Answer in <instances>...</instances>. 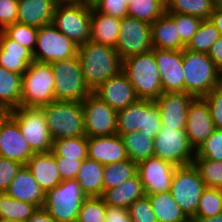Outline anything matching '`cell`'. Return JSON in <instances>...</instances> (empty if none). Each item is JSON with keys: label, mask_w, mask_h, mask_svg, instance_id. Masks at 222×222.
I'll use <instances>...</instances> for the list:
<instances>
[{"label": "cell", "mask_w": 222, "mask_h": 222, "mask_svg": "<svg viewBox=\"0 0 222 222\" xmlns=\"http://www.w3.org/2000/svg\"><path fill=\"white\" fill-rule=\"evenodd\" d=\"M77 55L85 82L92 92L122 71V59L111 46L89 40L78 46Z\"/></svg>", "instance_id": "1"}, {"label": "cell", "mask_w": 222, "mask_h": 222, "mask_svg": "<svg viewBox=\"0 0 222 222\" xmlns=\"http://www.w3.org/2000/svg\"><path fill=\"white\" fill-rule=\"evenodd\" d=\"M122 72L133 85L138 99L156 101L162 95L160 73L152 50L122 60Z\"/></svg>", "instance_id": "2"}, {"label": "cell", "mask_w": 222, "mask_h": 222, "mask_svg": "<svg viewBox=\"0 0 222 222\" xmlns=\"http://www.w3.org/2000/svg\"><path fill=\"white\" fill-rule=\"evenodd\" d=\"M184 92L205 97L222 83V73L208 54L183 49Z\"/></svg>", "instance_id": "3"}, {"label": "cell", "mask_w": 222, "mask_h": 222, "mask_svg": "<svg viewBox=\"0 0 222 222\" xmlns=\"http://www.w3.org/2000/svg\"><path fill=\"white\" fill-rule=\"evenodd\" d=\"M41 108L53 141L85 136L82 102L55 100Z\"/></svg>", "instance_id": "4"}, {"label": "cell", "mask_w": 222, "mask_h": 222, "mask_svg": "<svg viewBox=\"0 0 222 222\" xmlns=\"http://www.w3.org/2000/svg\"><path fill=\"white\" fill-rule=\"evenodd\" d=\"M51 63L33 61L22 75V107H42L55 101Z\"/></svg>", "instance_id": "5"}, {"label": "cell", "mask_w": 222, "mask_h": 222, "mask_svg": "<svg viewBox=\"0 0 222 222\" xmlns=\"http://www.w3.org/2000/svg\"><path fill=\"white\" fill-rule=\"evenodd\" d=\"M51 68L55 100L83 102L92 93L85 82L78 55L52 62Z\"/></svg>", "instance_id": "6"}, {"label": "cell", "mask_w": 222, "mask_h": 222, "mask_svg": "<svg viewBox=\"0 0 222 222\" xmlns=\"http://www.w3.org/2000/svg\"><path fill=\"white\" fill-rule=\"evenodd\" d=\"M86 198L76 179L63 180L45 193L43 207L55 222H77L81 204Z\"/></svg>", "instance_id": "7"}, {"label": "cell", "mask_w": 222, "mask_h": 222, "mask_svg": "<svg viewBox=\"0 0 222 222\" xmlns=\"http://www.w3.org/2000/svg\"><path fill=\"white\" fill-rule=\"evenodd\" d=\"M162 127L159 107L153 100L138 99L117 111V134L144 131L155 138Z\"/></svg>", "instance_id": "8"}, {"label": "cell", "mask_w": 222, "mask_h": 222, "mask_svg": "<svg viewBox=\"0 0 222 222\" xmlns=\"http://www.w3.org/2000/svg\"><path fill=\"white\" fill-rule=\"evenodd\" d=\"M205 189L206 185L193 163L176 167L169 192L190 220L196 215Z\"/></svg>", "instance_id": "9"}, {"label": "cell", "mask_w": 222, "mask_h": 222, "mask_svg": "<svg viewBox=\"0 0 222 222\" xmlns=\"http://www.w3.org/2000/svg\"><path fill=\"white\" fill-rule=\"evenodd\" d=\"M17 123L19 129L34 153L52 151L46 117L41 107H18L7 112Z\"/></svg>", "instance_id": "10"}, {"label": "cell", "mask_w": 222, "mask_h": 222, "mask_svg": "<svg viewBox=\"0 0 222 222\" xmlns=\"http://www.w3.org/2000/svg\"><path fill=\"white\" fill-rule=\"evenodd\" d=\"M52 24L77 46L90 40L91 4L56 5Z\"/></svg>", "instance_id": "11"}, {"label": "cell", "mask_w": 222, "mask_h": 222, "mask_svg": "<svg viewBox=\"0 0 222 222\" xmlns=\"http://www.w3.org/2000/svg\"><path fill=\"white\" fill-rule=\"evenodd\" d=\"M154 156L176 167L193 163L195 150L191 147L185 129L162 126L154 138Z\"/></svg>", "instance_id": "12"}, {"label": "cell", "mask_w": 222, "mask_h": 222, "mask_svg": "<svg viewBox=\"0 0 222 222\" xmlns=\"http://www.w3.org/2000/svg\"><path fill=\"white\" fill-rule=\"evenodd\" d=\"M78 46L61 33L52 23L38 28L33 59L42 63L67 60L77 56Z\"/></svg>", "instance_id": "13"}, {"label": "cell", "mask_w": 222, "mask_h": 222, "mask_svg": "<svg viewBox=\"0 0 222 222\" xmlns=\"http://www.w3.org/2000/svg\"><path fill=\"white\" fill-rule=\"evenodd\" d=\"M151 24L131 16L121 19L119 38L115 50L120 58L153 50Z\"/></svg>", "instance_id": "14"}, {"label": "cell", "mask_w": 222, "mask_h": 222, "mask_svg": "<svg viewBox=\"0 0 222 222\" xmlns=\"http://www.w3.org/2000/svg\"><path fill=\"white\" fill-rule=\"evenodd\" d=\"M85 136L100 137L117 134V111L93 92L82 102Z\"/></svg>", "instance_id": "15"}, {"label": "cell", "mask_w": 222, "mask_h": 222, "mask_svg": "<svg viewBox=\"0 0 222 222\" xmlns=\"http://www.w3.org/2000/svg\"><path fill=\"white\" fill-rule=\"evenodd\" d=\"M33 154L18 123L8 113H0V156L26 165Z\"/></svg>", "instance_id": "16"}, {"label": "cell", "mask_w": 222, "mask_h": 222, "mask_svg": "<svg viewBox=\"0 0 222 222\" xmlns=\"http://www.w3.org/2000/svg\"><path fill=\"white\" fill-rule=\"evenodd\" d=\"M175 169V165L155 156L139 162L137 174L145 194L169 192Z\"/></svg>", "instance_id": "17"}, {"label": "cell", "mask_w": 222, "mask_h": 222, "mask_svg": "<svg viewBox=\"0 0 222 222\" xmlns=\"http://www.w3.org/2000/svg\"><path fill=\"white\" fill-rule=\"evenodd\" d=\"M163 93L184 92L183 50L153 48Z\"/></svg>", "instance_id": "18"}, {"label": "cell", "mask_w": 222, "mask_h": 222, "mask_svg": "<svg viewBox=\"0 0 222 222\" xmlns=\"http://www.w3.org/2000/svg\"><path fill=\"white\" fill-rule=\"evenodd\" d=\"M215 129L205 98H194L188 108L185 129L191 147L196 150Z\"/></svg>", "instance_id": "19"}, {"label": "cell", "mask_w": 222, "mask_h": 222, "mask_svg": "<svg viewBox=\"0 0 222 222\" xmlns=\"http://www.w3.org/2000/svg\"><path fill=\"white\" fill-rule=\"evenodd\" d=\"M194 98L186 92L162 93L155 101L159 107L162 126L186 129L188 108Z\"/></svg>", "instance_id": "20"}, {"label": "cell", "mask_w": 222, "mask_h": 222, "mask_svg": "<svg viewBox=\"0 0 222 222\" xmlns=\"http://www.w3.org/2000/svg\"><path fill=\"white\" fill-rule=\"evenodd\" d=\"M93 93L116 111L138 100L133 85L122 71L107 79Z\"/></svg>", "instance_id": "21"}, {"label": "cell", "mask_w": 222, "mask_h": 222, "mask_svg": "<svg viewBox=\"0 0 222 222\" xmlns=\"http://www.w3.org/2000/svg\"><path fill=\"white\" fill-rule=\"evenodd\" d=\"M87 155L103 165L129 159L119 134L87 137Z\"/></svg>", "instance_id": "22"}, {"label": "cell", "mask_w": 222, "mask_h": 222, "mask_svg": "<svg viewBox=\"0 0 222 222\" xmlns=\"http://www.w3.org/2000/svg\"><path fill=\"white\" fill-rule=\"evenodd\" d=\"M26 167L45 193L62 182L53 151L34 153Z\"/></svg>", "instance_id": "23"}, {"label": "cell", "mask_w": 222, "mask_h": 222, "mask_svg": "<svg viewBox=\"0 0 222 222\" xmlns=\"http://www.w3.org/2000/svg\"><path fill=\"white\" fill-rule=\"evenodd\" d=\"M5 193L13 199L29 202L37 208L44 205L45 192L41 189L26 165L20 168Z\"/></svg>", "instance_id": "24"}, {"label": "cell", "mask_w": 222, "mask_h": 222, "mask_svg": "<svg viewBox=\"0 0 222 222\" xmlns=\"http://www.w3.org/2000/svg\"><path fill=\"white\" fill-rule=\"evenodd\" d=\"M55 7L54 0H18L17 22L40 28L52 23Z\"/></svg>", "instance_id": "25"}, {"label": "cell", "mask_w": 222, "mask_h": 222, "mask_svg": "<svg viewBox=\"0 0 222 222\" xmlns=\"http://www.w3.org/2000/svg\"><path fill=\"white\" fill-rule=\"evenodd\" d=\"M34 61L32 52L5 33L0 36V65L6 70L23 75Z\"/></svg>", "instance_id": "26"}, {"label": "cell", "mask_w": 222, "mask_h": 222, "mask_svg": "<svg viewBox=\"0 0 222 222\" xmlns=\"http://www.w3.org/2000/svg\"><path fill=\"white\" fill-rule=\"evenodd\" d=\"M145 195L143 184L138 174H136L117 187L104 190L101 198L107 206L128 209L134 201L143 198Z\"/></svg>", "instance_id": "27"}, {"label": "cell", "mask_w": 222, "mask_h": 222, "mask_svg": "<svg viewBox=\"0 0 222 222\" xmlns=\"http://www.w3.org/2000/svg\"><path fill=\"white\" fill-rule=\"evenodd\" d=\"M152 44L163 50H183L185 44L178 35L174 20L165 12L151 24Z\"/></svg>", "instance_id": "28"}, {"label": "cell", "mask_w": 222, "mask_h": 222, "mask_svg": "<svg viewBox=\"0 0 222 222\" xmlns=\"http://www.w3.org/2000/svg\"><path fill=\"white\" fill-rule=\"evenodd\" d=\"M120 25L121 19L96 12L91 6V41L115 48Z\"/></svg>", "instance_id": "29"}, {"label": "cell", "mask_w": 222, "mask_h": 222, "mask_svg": "<svg viewBox=\"0 0 222 222\" xmlns=\"http://www.w3.org/2000/svg\"><path fill=\"white\" fill-rule=\"evenodd\" d=\"M22 75L0 65V113L20 107Z\"/></svg>", "instance_id": "30"}, {"label": "cell", "mask_w": 222, "mask_h": 222, "mask_svg": "<svg viewBox=\"0 0 222 222\" xmlns=\"http://www.w3.org/2000/svg\"><path fill=\"white\" fill-rule=\"evenodd\" d=\"M104 165L90 158L82 161L76 180L87 197H101L103 194Z\"/></svg>", "instance_id": "31"}, {"label": "cell", "mask_w": 222, "mask_h": 222, "mask_svg": "<svg viewBox=\"0 0 222 222\" xmlns=\"http://www.w3.org/2000/svg\"><path fill=\"white\" fill-rule=\"evenodd\" d=\"M157 222H191L170 192L146 194Z\"/></svg>", "instance_id": "32"}, {"label": "cell", "mask_w": 222, "mask_h": 222, "mask_svg": "<svg viewBox=\"0 0 222 222\" xmlns=\"http://www.w3.org/2000/svg\"><path fill=\"white\" fill-rule=\"evenodd\" d=\"M125 149L129 159L135 163L147 160L154 156V138L144 131L122 134Z\"/></svg>", "instance_id": "33"}, {"label": "cell", "mask_w": 222, "mask_h": 222, "mask_svg": "<svg viewBox=\"0 0 222 222\" xmlns=\"http://www.w3.org/2000/svg\"><path fill=\"white\" fill-rule=\"evenodd\" d=\"M137 174V163L131 159L104 165L103 191L117 187Z\"/></svg>", "instance_id": "34"}, {"label": "cell", "mask_w": 222, "mask_h": 222, "mask_svg": "<svg viewBox=\"0 0 222 222\" xmlns=\"http://www.w3.org/2000/svg\"><path fill=\"white\" fill-rule=\"evenodd\" d=\"M166 13L193 15L209 19L213 13V0H165Z\"/></svg>", "instance_id": "35"}, {"label": "cell", "mask_w": 222, "mask_h": 222, "mask_svg": "<svg viewBox=\"0 0 222 222\" xmlns=\"http://www.w3.org/2000/svg\"><path fill=\"white\" fill-rule=\"evenodd\" d=\"M37 207L29 202L19 201L8 196L5 192L0 193V218L18 222H26Z\"/></svg>", "instance_id": "36"}, {"label": "cell", "mask_w": 222, "mask_h": 222, "mask_svg": "<svg viewBox=\"0 0 222 222\" xmlns=\"http://www.w3.org/2000/svg\"><path fill=\"white\" fill-rule=\"evenodd\" d=\"M166 12L165 0H129L128 16L152 24Z\"/></svg>", "instance_id": "37"}, {"label": "cell", "mask_w": 222, "mask_h": 222, "mask_svg": "<svg viewBox=\"0 0 222 222\" xmlns=\"http://www.w3.org/2000/svg\"><path fill=\"white\" fill-rule=\"evenodd\" d=\"M222 36L210 19L202 20L197 32L185 46L186 50L208 53L212 44Z\"/></svg>", "instance_id": "38"}, {"label": "cell", "mask_w": 222, "mask_h": 222, "mask_svg": "<svg viewBox=\"0 0 222 222\" xmlns=\"http://www.w3.org/2000/svg\"><path fill=\"white\" fill-rule=\"evenodd\" d=\"M52 151L65 159L85 160L87 155V136L64 138L53 141Z\"/></svg>", "instance_id": "39"}, {"label": "cell", "mask_w": 222, "mask_h": 222, "mask_svg": "<svg viewBox=\"0 0 222 222\" xmlns=\"http://www.w3.org/2000/svg\"><path fill=\"white\" fill-rule=\"evenodd\" d=\"M193 164L207 188L222 189V161L194 158Z\"/></svg>", "instance_id": "40"}, {"label": "cell", "mask_w": 222, "mask_h": 222, "mask_svg": "<svg viewBox=\"0 0 222 222\" xmlns=\"http://www.w3.org/2000/svg\"><path fill=\"white\" fill-rule=\"evenodd\" d=\"M222 213V189L207 188L203 191L196 215L194 217H210Z\"/></svg>", "instance_id": "41"}, {"label": "cell", "mask_w": 222, "mask_h": 222, "mask_svg": "<svg viewBox=\"0 0 222 222\" xmlns=\"http://www.w3.org/2000/svg\"><path fill=\"white\" fill-rule=\"evenodd\" d=\"M5 34L33 53L37 42L38 28L15 22L6 26Z\"/></svg>", "instance_id": "42"}, {"label": "cell", "mask_w": 222, "mask_h": 222, "mask_svg": "<svg viewBox=\"0 0 222 222\" xmlns=\"http://www.w3.org/2000/svg\"><path fill=\"white\" fill-rule=\"evenodd\" d=\"M106 204L101 197H87L81 204L77 222H104Z\"/></svg>", "instance_id": "43"}, {"label": "cell", "mask_w": 222, "mask_h": 222, "mask_svg": "<svg viewBox=\"0 0 222 222\" xmlns=\"http://www.w3.org/2000/svg\"><path fill=\"white\" fill-rule=\"evenodd\" d=\"M175 22L181 41L187 45L197 32L203 19L193 15L167 13Z\"/></svg>", "instance_id": "44"}, {"label": "cell", "mask_w": 222, "mask_h": 222, "mask_svg": "<svg viewBox=\"0 0 222 222\" xmlns=\"http://www.w3.org/2000/svg\"><path fill=\"white\" fill-rule=\"evenodd\" d=\"M195 158L222 161V129L215 131L195 150Z\"/></svg>", "instance_id": "45"}, {"label": "cell", "mask_w": 222, "mask_h": 222, "mask_svg": "<svg viewBox=\"0 0 222 222\" xmlns=\"http://www.w3.org/2000/svg\"><path fill=\"white\" fill-rule=\"evenodd\" d=\"M129 0H92L91 6L96 12L122 19L128 16Z\"/></svg>", "instance_id": "46"}, {"label": "cell", "mask_w": 222, "mask_h": 222, "mask_svg": "<svg viewBox=\"0 0 222 222\" xmlns=\"http://www.w3.org/2000/svg\"><path fill=\"white\" fill-rule=\"evenodd\" d=\"M128 212L132 222H157L149 198L146 195L134 201L128 207Z\"/></svg>", "instance_id": "47"}, {"label": "cell", "mask_w": 222, "mask_h": 222, "mask_svg": "<svg viewBox=\"0 0 222 222\" xmlns=\"http://www.w3.org/2000/svg\"><path fill=\"white\" fill-rule=\"evenodd\" d=\"M215 128L222 129V83L205 97Z\"/></svg>", "instance_id": "48"}, {"label": "cell", "mask_w": 222, "mask_h": 222, "mask_svg": "<svg viewBox=\"0 0 222 222\" xmlns=\"http://www.w3.org/2000/svg\"><path fill=\"white\" fill-rule=\"evenodd\" d=\"M23 165L0 156V193L5 192Z\"/></svg>", "instance_id": "49"}, {"label": "cell", "mask_w": 222, "mask_h": 222, "mask_svg": "<svg viewBox=\"0 0 222 222\" xmlns=\"http://www.w3.org/2000/svg\"><path fill=\"white\" fill-rule=\"evenodd\" d=\"M54 156L56 158L62 181L76 179L83 160L65 159V157H58L55 153Z\"/></svg>", "instance_id": "50"}, {"label": "cell", "mask_w": 222, "mask_h": 222, "mask_svg": "<svg viewBox=\"0 0 222 222\" xmlns=\"http://www.w3.org/2000/svg\"><path fill=\"white\" fill-rule=\"evenodd\" d=\"M18 0H0V21L6 27L17 22Z\"/></svg>", "instance_id": "51"}, {"label": "cell", "mask_w": 222, "mask_h": 222, "mask_svg": "<svg viewBox=\"0 0 222 222\" xmlns=\"http://www.w3.org/2000/svg\"><path fill=\"white\" fill-rule=\"evenodd\" d=\"M104 222H132L128 209L106 205Z\"/></svg>", "instance_id": "52"}, {"label": "cell", "mask_w": 222, "mask_h": 222, "mask_svg": "<svg viewBox=\"0 0 222 222\" xmlns=\"http://www.w3.org/2000/svg\"><path fill=\"white\" fill-rule=\"evenodd\" d=\"M207 54L222 73V36L212 44Z\"/></svg>", "instance_id": "53"}, {"label": "cell", "mask_w": 222, "mask_h": 222, "mask_svg": "<svg viewBox=\"0 0 222 222\" xmlns=\"http://www.w3.org/2000/svg\"><path fill=\"white\" fill-rule=\"evenodd\" d=\"M26 222H55L44 207L37 208Z\"/></svg>", "instance_id": "54"}, {"label": "cell", "mask_w": 222, "mask_h": 222, "mask_svg": "<svg viewBox=\"0 0 222 222\" xmlns=\"http://www.w3.org/2000/svg\"><path fill=\"white\" fill-rule=\"evenodd\" d=\"M209 19L222 35V9H214Z\"/></svg>", "instance_id": "55"}, {"label": "cell", "mask_w": 222, "mask_h": 222, "mask_svg": "<svg viewBox=\"0 0 222 222\" xmlns=\"http://www.w3.org/2000/svg\"><path fill=\"white\" fill-rule=\"evenodd\" d=\"M191 222H222V213L210 217H193Z\"/></svg>", "instance_id": "56"}, {"label": "cell", "mask_w": 222, "mask_h": 222, "mask_svg": "<svg viewBox=\"0 0 222 222\" xmlns=\"http://www.w3.org/2000/svg\"><path fill=\"white\" fill-rule=\"evenodd\" d=\"M56 5L91 4L92 0H54Z\"/></svg>", "instance_id": "57"}, {"label": "cell", "mask_w": 222, "mask_h": 222, "mask_svg": "<svg viewBox=\"0 0 222 222\" xmlns=\"http://www.w3.org/2000/svg\"><path fill=\"white\" fill-rule=\"evenodd\" d=\"M214 9H222V0H213Z\"/></svg>", "instance_id": "58"}, {"label": "cell", "mask_w": 222, "mask_h": 222, "mask_svg": "<svg viewBox=\"0 0 222 222\" xmlns=\"http://www.w3.org/2000/svg\"><path fill=\"white\" fill-rule=\"evenodd\" d=\"M5 26L2 24V22L0 21V36L5 33Z\"/></svg>", "instance_id": "59"}, {"label": "cell", "mask_w": 222, "mask_h": 222, "mask_svg": "<svg viewBox=\"0 0 222 222\" xmlns=\"http://www.w3.org/2000/svg\"><path fill=\"white\" fill-rule=\"evenodd\" d=\"M0 222H18V221H14V220H10V219H1L0 218Z\"/></svg>", "instance_id": "60"}]
</instances>
